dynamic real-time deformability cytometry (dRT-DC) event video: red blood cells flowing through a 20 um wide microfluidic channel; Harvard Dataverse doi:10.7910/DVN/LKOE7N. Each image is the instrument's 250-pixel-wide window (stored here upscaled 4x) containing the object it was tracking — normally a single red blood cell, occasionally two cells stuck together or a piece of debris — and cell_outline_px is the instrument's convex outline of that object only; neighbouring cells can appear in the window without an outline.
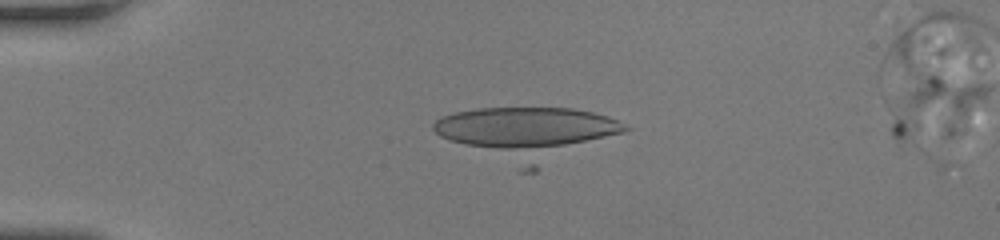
{"species": "human", "species_latin": "Homo sapiens", "temperature_condition": "room temperature", "stored_images_in_passage": 40, "camera_frame_rate_fps": 3000, "um_per_image_px": 0.085, "donor": {"sex": "female"}, "frame": {"image": 1, "passage_image": 1, "time_ms": 0.0, "image_size_px": [1000, 240], "cell_outline_px": [[632, 128], [624, 132], [564, 144], [536, 148], [500, 148], [464, 144], [440, 136], [432, 128], [432, 124], [436, 120], [444, 116], [456, 112], [476, 108], [572, 108], [592, 112], [608, 116]], "centroid_in_image_um": [44.65, 10.79], "position_along_channel_um": 40.4, "area_um2": 43.99}}
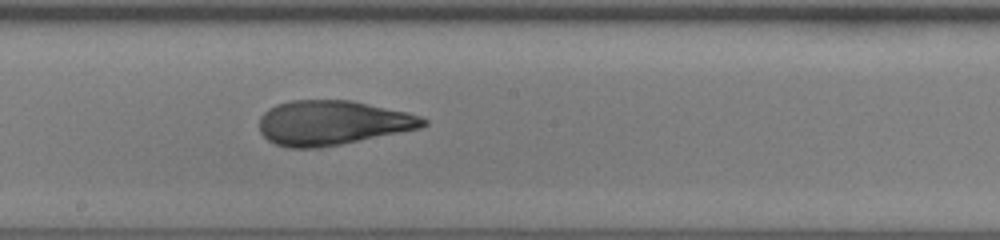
{"frame": {"image": 2, "passage_image": 18, "time_ms": 5.667, "image_size_px": [1000, 240], "cell_outline_px": [[428, 124], [420, 128], [320, 148], [288, 148], [276, 144], [268, 140], [260, 132], [260, 116], [268, 108], [276, 104], [292, 100], [352, 100], [408, 112], [420, 116], [428, 120]], "centroid_in_image_um": [28.24, 10.43], "position_along_channel_um": 220.0, "area_um2": 42.6}}
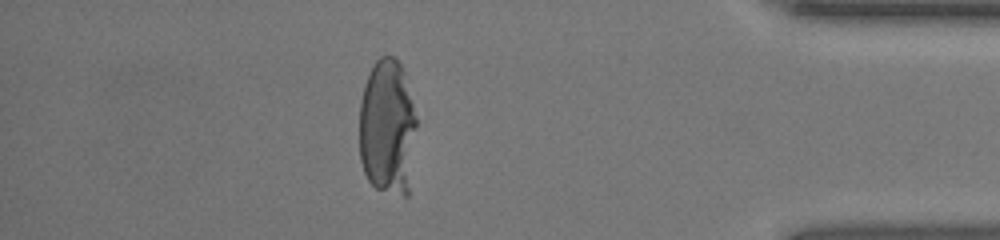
{"frame": {"image": 3, "passage_image": 34, "time_ms": 11.0, "image_size_px": [1000, 240], "cell_outline_px": [[416, 124], [408, 196], [404, 196], [376, 188], [368, 180], [364, 172], [360, 160], [360, 100], [364, 84], [376, 60], [380, 56], [396, 56], [404, 72], [416, 116]], "centroid_in_image_um": [32.92, 10.82], "position_along_channel_um": 402.3, "area_um2": 45.37}}